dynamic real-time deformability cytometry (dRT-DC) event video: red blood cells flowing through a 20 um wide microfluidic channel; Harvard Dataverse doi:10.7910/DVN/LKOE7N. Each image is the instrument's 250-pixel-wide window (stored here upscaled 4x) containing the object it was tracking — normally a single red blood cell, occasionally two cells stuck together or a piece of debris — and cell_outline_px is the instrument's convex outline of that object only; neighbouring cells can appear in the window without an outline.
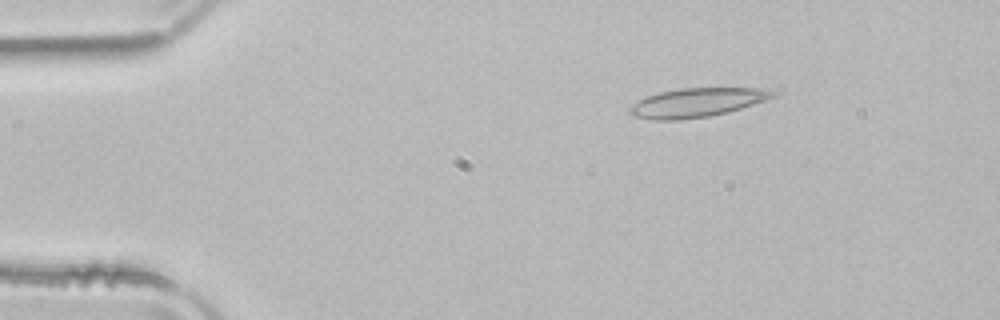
{"species": "common noctule bat (a hibernating species)", "species_latin": "Nyctalus noctula", "temperature_condition": "room temperature", "stored_images_in_passage": 44, "camera_frame_rate_fps": 3000, "um_per_image_px": 0.085, "animal": {"sex": "male", "body_mass_g": 21.5, "forearm_length_mm": 52.0}, "frame": {"image": 1, "passage_image": 1, "time_ms": 0.0, "image_size_px": [1000, 320], "cell_outline_px": [[780, 92], [776, 96], [740, 108], [708, 116], [680, 120], [652, 120], [632, 116], [628, 112], [628, 108], [632, 104], [648, 96], [660, 92], [680, 88], [760, 88]], "centroid_in_image_um": [59.2, 8.72], "position_along_channel_um": 25.8, "area_um2": 23.99}}
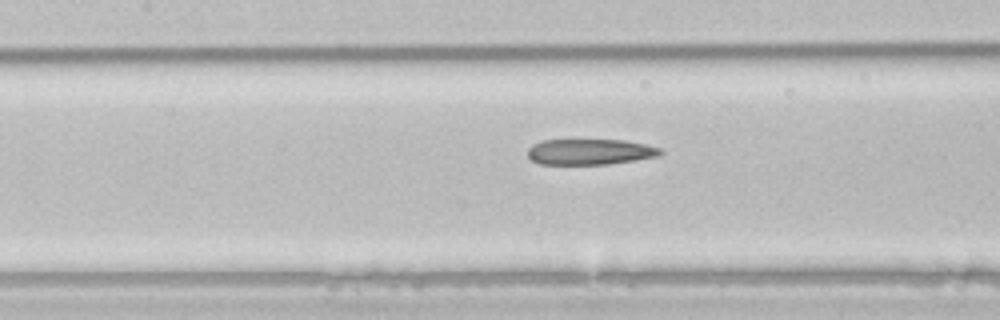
{"frame": {"image": 2, "passage_image": 16, "time_ms": 5.0, "image_size_px": [1000, 320], "cell_outline_px": [[664, 152], [656, 156], [608, 164], [540, 164], [532, 160], [528, 156], [528, 148], [532, 144], [544, 140], [624, 140], [644, 144], [660, 148]], "centroid_in_image_um": [50.11, 12.9], "position_along_channel_um": 157.3, "area_um2": 19.71}}
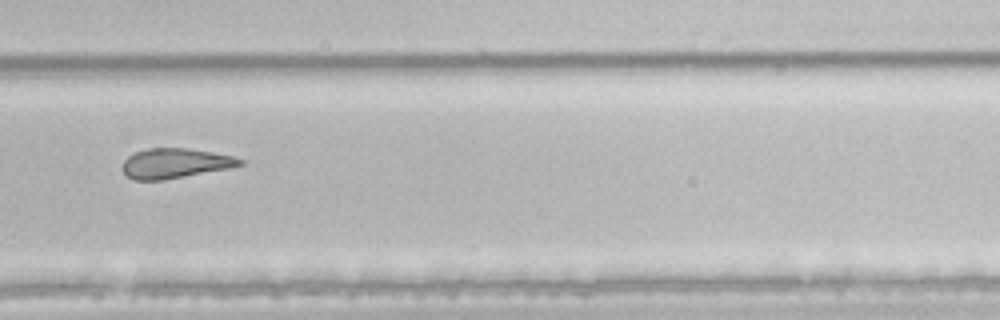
{"frame": {"image": 3, "passage_image": 28, "time_ms": 9.0, "image_size_px": [1000, 320], "cell_outline_px": [[244, 164], [232, 168], [160, 180], [136, 180], [128, 176], [120, 168], [124, 160], [128, 156], [136, 152], [148, 148], [188, 148], [212, 152], [232, 156], [244, 160]], "centroid_in_image_um": [14.89, 13.87], "position_along_channel_um": 314.9, "area_um2": 20.4}, "authors_computed_cell_mechanics": {"area_um2": 22.3108, "velocity_mm_per_s": 3.9597, "shape_relaxation_time_tau1_ms": null, "shape_relaxation_time_tau2_ms": 3.7525, "deformation_change_tau1": null, "deformation_change_tau2": 0.1284}}